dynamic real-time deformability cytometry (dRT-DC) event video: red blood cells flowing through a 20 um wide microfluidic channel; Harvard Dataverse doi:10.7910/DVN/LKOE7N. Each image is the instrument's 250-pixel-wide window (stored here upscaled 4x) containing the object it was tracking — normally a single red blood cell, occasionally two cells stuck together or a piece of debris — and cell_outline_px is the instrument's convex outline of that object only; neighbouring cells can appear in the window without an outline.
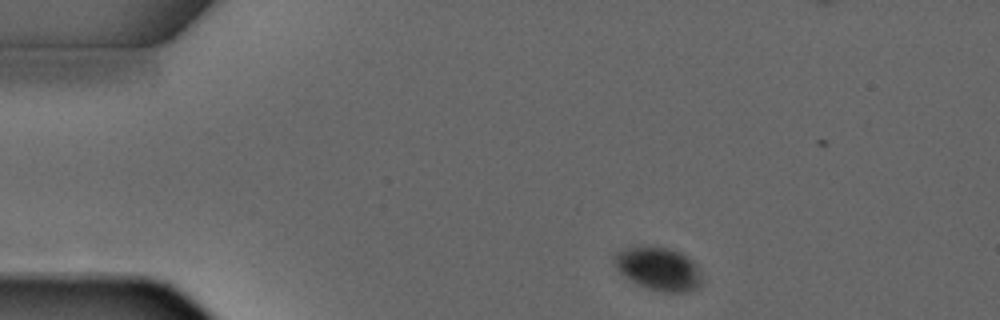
{"species": "common noctule bat (a hibernating species)", "species_latin": "Nyctalus noctula", "temperature_condition": "warm", "stored_images_in_passage": 4, "camera_frame_rate_fps": 3000, "um_per_image_px": 0.085, "animal": {"sex": "male", "forearm_length_mm": 52.5}, "frame": {"image": 1, "passage_image": 2, "time_ms": 1.0, "image_size_px": [1000, 320], "cell_outline_px": [[704, 276], [700, 284], [696, 288], [688, 292], [664, 292], [648, 288], [624, 276], [616, 268], [612, 260], [612, 256], [620, 248], [640, 244], [672, 248], [688, 256], [700, 268]], "centroid_in_image_um": [55.97, 22.79], "position_along_channel_um": 29.0, "area_um2": 22.83}}